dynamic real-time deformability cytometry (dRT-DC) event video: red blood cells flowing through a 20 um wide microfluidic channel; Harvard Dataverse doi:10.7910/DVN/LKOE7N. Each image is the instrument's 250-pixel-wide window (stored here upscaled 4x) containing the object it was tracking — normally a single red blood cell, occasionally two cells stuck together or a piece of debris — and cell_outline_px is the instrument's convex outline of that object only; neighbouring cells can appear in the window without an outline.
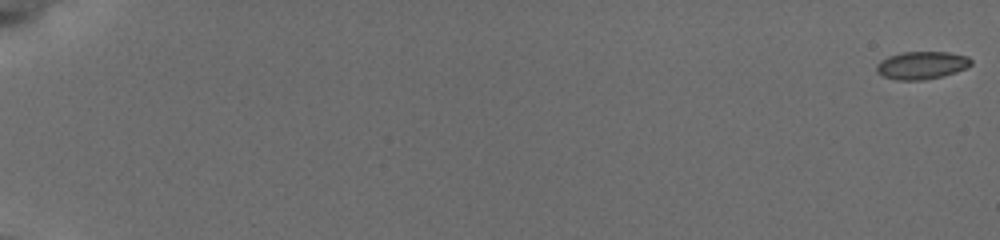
{"species": "common noctule bat (a hibernating species)", "species_latin": "Nyctalus noctula", "temperature_condition": "cold", "stored_images_in_passage": 57, "camera_frame_rate_fps": 3000, "um_per_image_px": 0.085, "animal": {"sex": "female", "body_mass_g": 19.5, "forearm_length_mm": 54.1}, "frame": {"image": 1, "passage_image": 1, "time_ms": 0.0, "image_size_px": [1000, 240], "cell_outline_px": [[972, 64], [968, 68], [944, 76], [924, 80], [896, 80], [884, 76], [876, 72], [876, 64], [880, 60], [888, 56], [904, 52], [948, 52], [968, 56], [972, 60]], "centroid_in_image_um": [78.36, 5.55], "position_along_channel_um": 6.6, "area_um2": 15.49}}
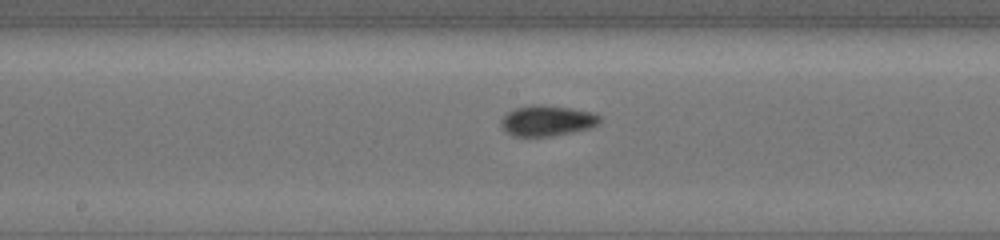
{"frame": {"image": 2, "passage_image": 33, "time_ms": 10.667, "image_size_px": [1000, 240], "cell_outline_px": [[600, 120], [596, 124], [588, 128], [552, 136], [512, 136], [500, 124], [500, 120], [508, 112], [516, 108], [532, 104], [536, 104], [568, 108], [592, 112], [600, 116]], "centroid_in_image_um": [46.47, 10.25], "position_along_channel_um": 201.7, "area_um2": 17.22}}
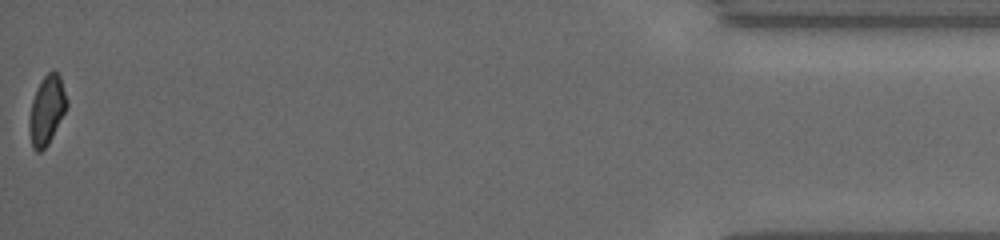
{"frame": {"image": 3, "passage_image": 57, "time_ms": 18.667, "image_size_px": [1000, 240], "cell_outline_px": [[68, 104], [48, 144], [40, 152], [36, 152], [32, 148], [28, 128], [28, 120], [32, 100], [36, 88], [44, 76], [48, 72], [56, 72], [60, 76], [68, 100]], "centroid_in_image_um": [3.95, 9.37], "position_along_channel_um": 431.3, "area_um2": 15.03}, "authors_computed_cell_mechanics": {"area_um2": 15.6638, "velocity_mm_per_s": 3.8426, "shape_relaxation_time_tau1_ms": null, "shape_relaxation_time_tau2_ms": 4.1418, "deformation_change_tau1": null, "deformation_change_tau2": 0.0721}}